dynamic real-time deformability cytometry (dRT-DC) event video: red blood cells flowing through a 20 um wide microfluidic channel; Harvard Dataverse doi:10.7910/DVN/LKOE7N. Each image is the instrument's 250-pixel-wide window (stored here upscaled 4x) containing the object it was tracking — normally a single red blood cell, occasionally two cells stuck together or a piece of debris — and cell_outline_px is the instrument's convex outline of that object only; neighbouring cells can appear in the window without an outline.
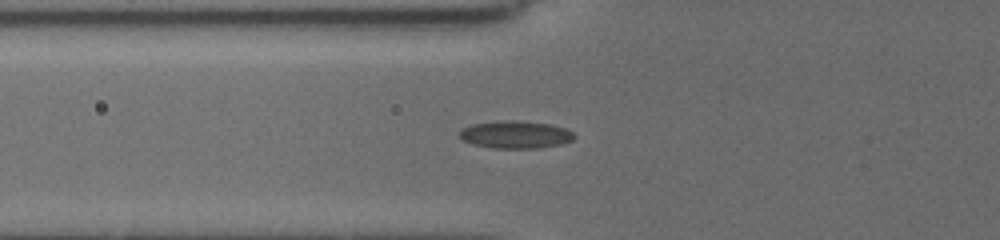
{"species": "common noctule bat (a hibernating species)", "species_latin": "Nyctalus noctula", "temperature_condition": "cold", "stored_images_in_passage": 54, "camera_frame_rate_fps": 3000, "um_per_image_px": 0.085, "animal": {"sex": "female", "body_mass_g": 19.5, "forearm_length_mm": 54.1}, "frame": {"image": 1, "passage_image": 27, "time_ms": 7.667, "image_size_px": [1000, 240], "cell_outline_px": [[576, 136], [572, 140], [560, 144], [536, 148], [492, 148], [472, 144], [464, 140], [460, 136], [460, 128], [472, 124], [500, 120], [512, 120], [552, 124], [564, 128], [572, 132]], "centroid_in_image_um": [43.79, 11.43], "position_along_channel_um": 82.0, "area_um2": 18.38}}
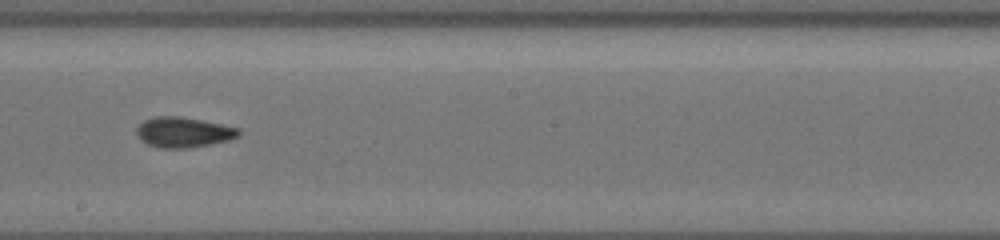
{"frame": {"image": 2, "passage_image": 38, "time_ms": 11.667, "image_size_px": [1000, 240], "cell_outline_px": [[240, 136], [232, 140], [184, 148], [160, 148], [148, 144], [140, 140], [136, 132], [136, 128], [144, 120], [156, 116], [180, 116], [240, 128]], "centroid_in_image_um": [15.59, 11.24], "position_along_channel_um": 232.6, "area_um2": 17.98}}
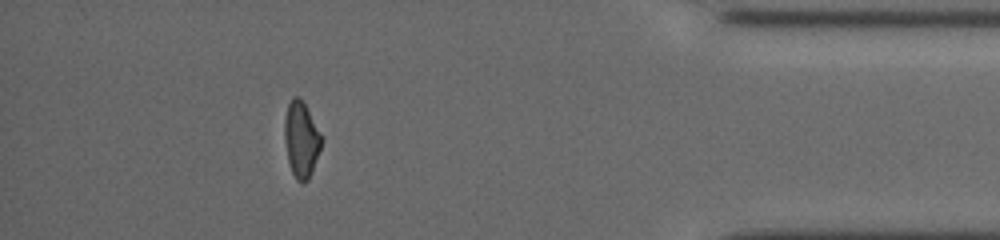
{"frame": {"image": 3, "passage_image": 48, "time_ms": 17.333, "image_size_px": [1000, 240], "cell_outline_px": [[324, 140], [312, 172], [308, 180], [304, 184], [300, 184], [296, 180], [292, 172], [288, 160], [284, 140], [284, 120], [288, 104], [292, 96], [296, 96], [304, 104], [324, 136]], "centroid_in_image_um": [25.63, 11.89], "position_along_channel_um": 409.6, "area_um2": 16.65}}